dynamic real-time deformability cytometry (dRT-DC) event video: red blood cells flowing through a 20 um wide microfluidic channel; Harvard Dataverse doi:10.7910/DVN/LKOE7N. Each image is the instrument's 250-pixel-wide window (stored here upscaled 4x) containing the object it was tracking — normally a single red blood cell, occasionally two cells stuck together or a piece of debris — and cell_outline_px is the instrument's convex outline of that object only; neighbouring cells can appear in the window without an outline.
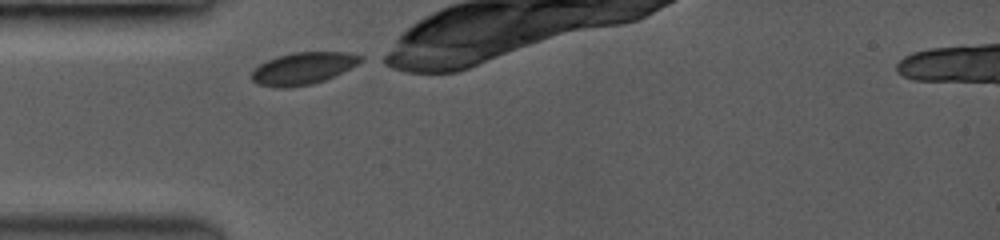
{"species": "common noctule bat (a hibernating species)", "species_latin": "Nyctalus noctula", "temperature_condition": "room temperature", "stored_images_in_passage": 31, "camera_frame_rate_fps": 3500, "um_per_image_px": 0.085, "animal": {"sex": "female", "body_mass_g": 19.0, "forearm_length_mm": 53.3}, "frame": {"image": 1, "passage_image": 1, "time_ms": 0.0, "image_size_px": [1000, 240], "cell_outline_px": [[364, 60], [324, 80], [312, 84], [260, 84], [252, 80], [252, 72], [260, 64], [276, 56], [292, 52], [344, 52], [364, 56]], "centroid_in_image_um": [25.82, 5.73], "position_along_channel_um": 59.2, "area_um2": 19.19}}
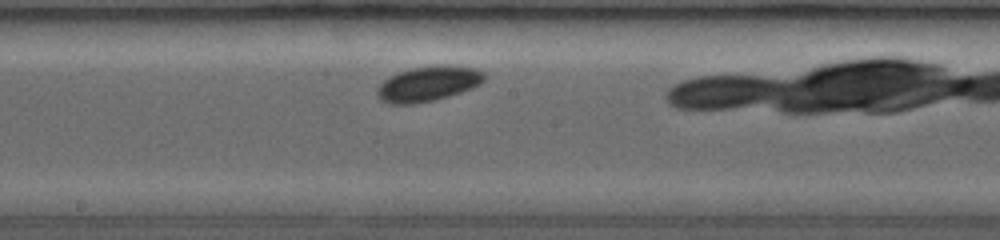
{"frame": {"image": 2, "passage_image": 15, "time_ms": 4.0, "image_size_px": [1000, 240], "cell_outline_px": [[488, 76], [480, 84], [472, 88], [460, 92], [432, 100], [408, 104], [392, 104], [384, 100], [376, 92], [380, 84], [388, 76], [396, 72], [412, 68], [436, 64], [448, 64], [476, 68], [484, 72]], "centroid_in_image_um": [36.45, 7.07], "position_along_channel_um": 211.8, "area_um2": 21.91}}
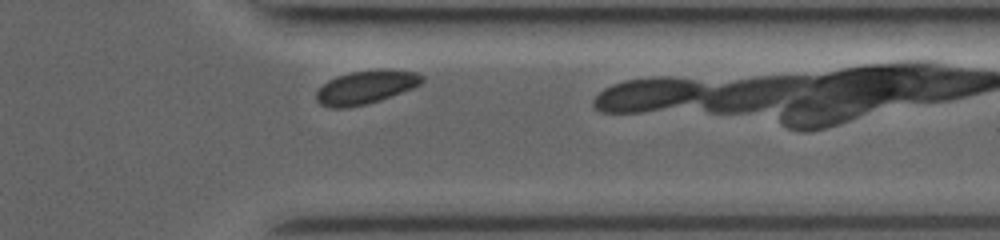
{"frame": {"image": 3, "passage_image": 30, "time_ms": 8.286, "image_size_px": [1000, 240], "cell_outline_px": [[424, 80], [420, 84], [412, 88], [380, 100], [368, 104], [348, 108], [328, 108], [320, 104], [316, 100], [316, 92], [328, 80], [336, 76], [352, 72], [416, 72], [424, 76]], "centroid_in_image_um": [31.02, 7.48], "position_along_channel_um": 380.4, "area_um2": 19.83}}